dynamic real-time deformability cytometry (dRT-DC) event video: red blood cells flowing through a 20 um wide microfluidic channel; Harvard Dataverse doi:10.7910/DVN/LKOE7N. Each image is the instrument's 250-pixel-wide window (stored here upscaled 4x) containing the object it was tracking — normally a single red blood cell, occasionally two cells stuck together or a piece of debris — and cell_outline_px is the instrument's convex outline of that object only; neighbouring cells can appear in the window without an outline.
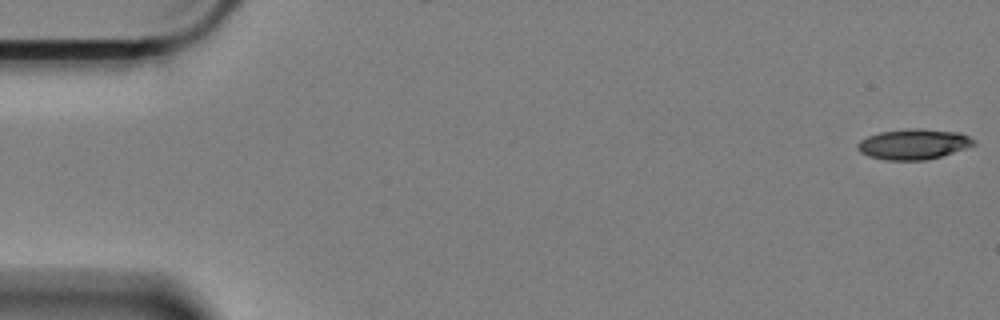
{"species": "Egyptian fruit bat (a non-hibernating species)", "species_latin": "Rousettus aegyptiacus", "temperature_condition": "cold", "stored_images_in_passage": 59, "camera_frame_rate_fps": 3000, "um_per_image_px": 0.085, "animal": {"sex": "female"}, "frame": {"image": 1, "passage_image": 1, "time_ms": 0.0, "image_size_px": [1000, 320], "cell_outline_px": [[976, 144], [940, 156], [924, 160], [884, 160], [868, 156], [860, 152], [856, 148], [856, 144], [860, 140], [868, 136], [880, 132], [912, 128], [920, 128], [960, 132], [972, 136], [976, 140]], "centroid_in_image_um": [77.65, 12.24], "position_along_channel_um": 7.4, "area_um2": 20.69}}
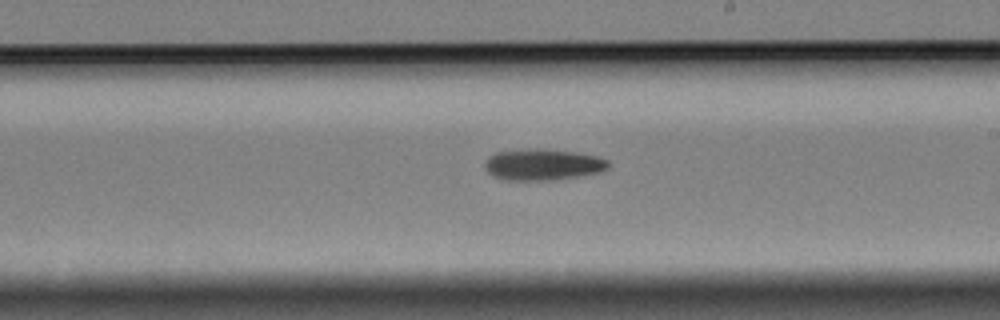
{"frame": {"image": 2, "passage_image": 34, "time_ms": 11.0, "image_size_px": [1000, 320], "cell_outline_px": [[608, 168], [600, 172], [560, 180], [504, 180], [492, 176], [484, 168], [484, 160], [488, 156], [496, 152], [528, 148], [540, 148], [576, 152], [600, 156], [608, 160]], "centroid_in_image_um": [46.12, 13.98], "position_along_channel_um": 242.9, "area_um2": 23.06}}
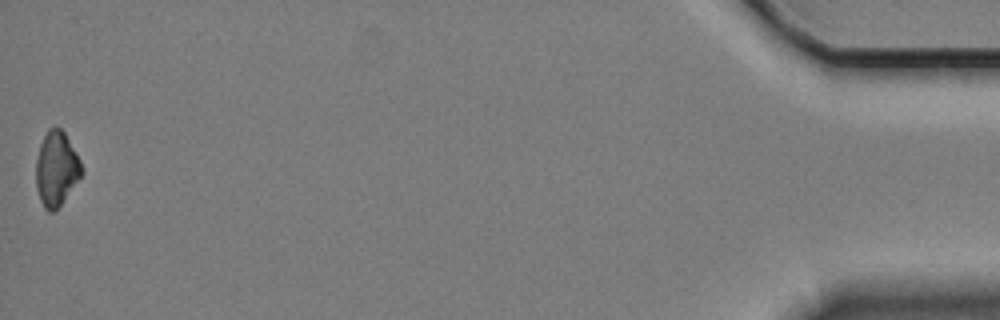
{"frame": {"image": 3, "passage_image": 59, "time_ms": 19.333, "image_size_px": [1000, 320], "cell_outline_px": [[84, 172], [60, 204], [52, 212], [48, 212], [44, 208], [40, 200], [36, 188], [36, 160], [40, 144], [48, 128], [60, 128], [64, 132], [80, 160], [84, 168]], "centroid_in_image_um": [4.78, 14.34], "position_along_channel_um": 430.4, "area_um2": 19.59}}